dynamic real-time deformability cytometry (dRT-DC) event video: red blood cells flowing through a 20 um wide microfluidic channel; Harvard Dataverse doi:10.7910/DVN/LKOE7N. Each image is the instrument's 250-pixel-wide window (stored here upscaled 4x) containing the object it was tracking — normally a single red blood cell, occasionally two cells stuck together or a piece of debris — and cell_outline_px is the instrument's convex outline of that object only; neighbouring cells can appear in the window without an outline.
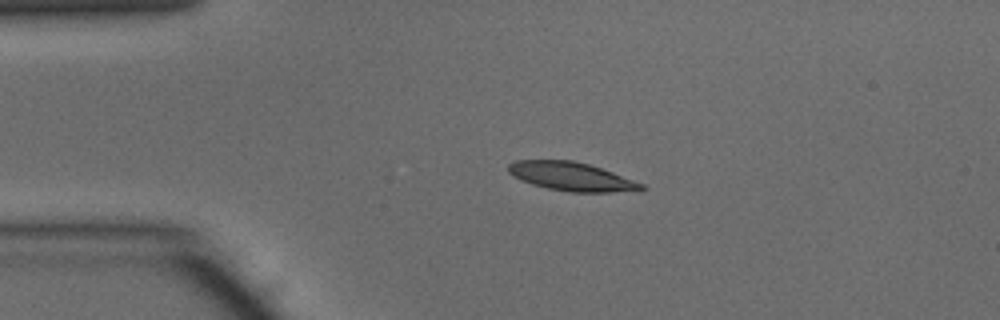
{"species": "common noctule bat (a hibernating species)", "species_latin": "Nyctalus noctula", "temperature_condition": "warm", "stored_images_in_passage": 39, "camera_frame_rate_fps": 3000, "um_per_image_px": 0.085, "animal": {"sex": "male", "body_mass_g": 15.6}, "frame": {"image": 1, "passage_image": 1, "time_ms": 0.0, "image_size_px": [1000, 320], "cell_outline_px": [[648, 188], [608, 192], [568, 192], [548, 188], [532, 184], [520, 180], [512, 176], [508, 172], [508, 164], [516, 160], [572, 160], [588, 164], [612, 172], [644, 184]], "centroid_in_image_um": [48.51, 15.0], "position_along_channel_um": 36.5, "area_um2": 21.96}}
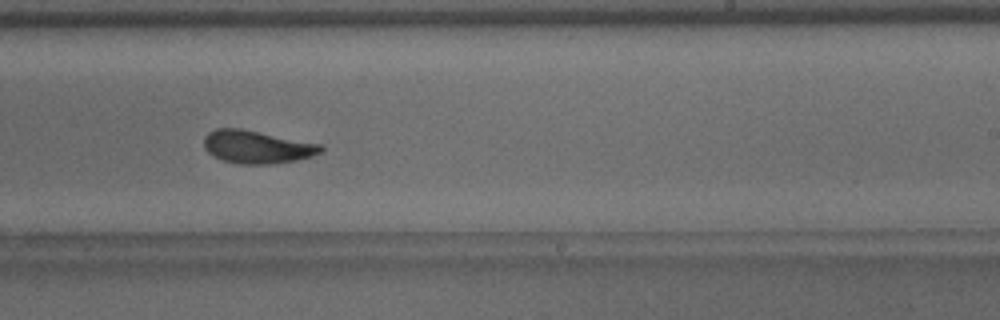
{"frame": {"image": 2, "passage_image": 20, "time_ms": 6.333, "image_size_px": [1000, 320], "cell_outline_px": [[324, 148], [320, 152], [312, 156], [296, 160], [272, 164], [240, 164], [220, 160], [212, 156], [204, 148], [204, 136], [208, 132], [216, 128], [240, 128], [320, 144]], "centroid_in_image_um": [21.78, 12.49], "position_along_channel_um": 267.2, "area_um2": 22.43}}
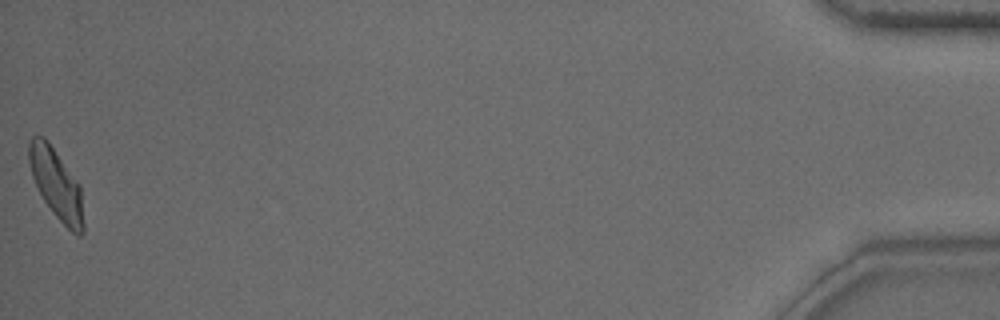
{"frame": {"image": 3, "passage_image": 39, "time_ms": 12.667, "image_size_px": [1000, 320], "cell_outline_px": [[84, 232], [80, 236], [76, 236], [52, 212], [44, 200], [32, 176], [28, 160], [28, 140], [32, 136], [44, 136], [80, 184], [84, 224]], "centroid_in_image_um": [4.79, 15.64], "position_along_channel_um": 430.4, "area_um2": 22.2}, "authors_computed_cell_mechanics": {"area_um2": 22.1952, "velocity_mm_per_s": 4.1411, "shape_relaxation_time_tau1_ms": 4.3495, "shape_relaxation_time_tau2_ms": 2.0686, "deformation_change_tau1": 0.1654, "deformation_change_tau2": 0.0917}}